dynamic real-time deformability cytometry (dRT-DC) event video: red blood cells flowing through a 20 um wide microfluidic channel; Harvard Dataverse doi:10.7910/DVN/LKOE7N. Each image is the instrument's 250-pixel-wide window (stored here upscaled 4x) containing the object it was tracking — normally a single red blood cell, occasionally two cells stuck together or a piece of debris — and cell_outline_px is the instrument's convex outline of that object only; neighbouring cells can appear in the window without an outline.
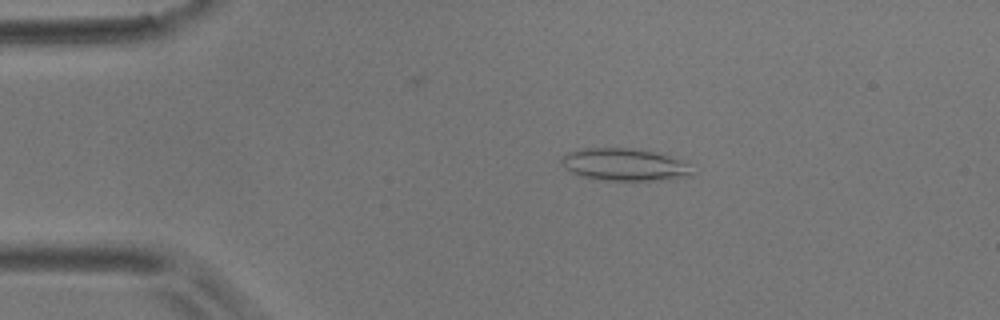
{"species": "common noctule bat (a hibernating species)", "species_latin": "Nyctalus noctula", "temperature_condition": "room temperature", "stored_images_in_passage": 7, "camera_frame_rate_fps": 3000, "um_per_image_px": 0.085, "animal": {"sex": "male", "body_mass_g": 17.9}, "frame": {"image": 1, "passage_image": 3, "time_ms": 3.333, "image_size_px": [1000, 320], "cell_outline_px": [[692, 176], [668, 180], [604, 180], [580, 176], [564, 168], [560, 160], [568, 152], [584, 148], [632, 148], [652, 152], [668, 156], [688, 164], [692, 172]], "centroid_in_image_um": [53.06, 14.0], "position_along_channel_um": 31.9, "area_um2": 24.45}}
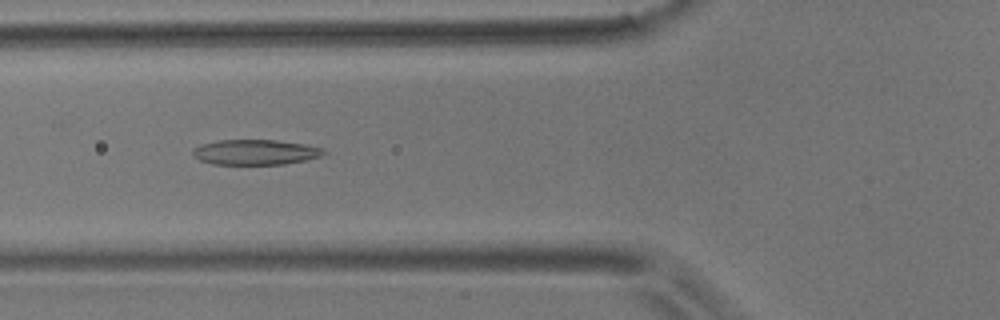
{"frame": {"image": 2, "passage_image": 6, "time_ms": 6.667, "image_size_px": [1000, 320], "cell_outline_px": [[328, 152], [320, 156], [308, 160], [284, 164], [212, 164], [200, 160], [192, 156], [192, 148], [200, 144], [216, 140], [276, 140], [304, 144], [324, 148]], "centroid_in_image_um": [21.69, 12.93], "position_along_channel_um": 104.1, "area_um2": 19.48}}
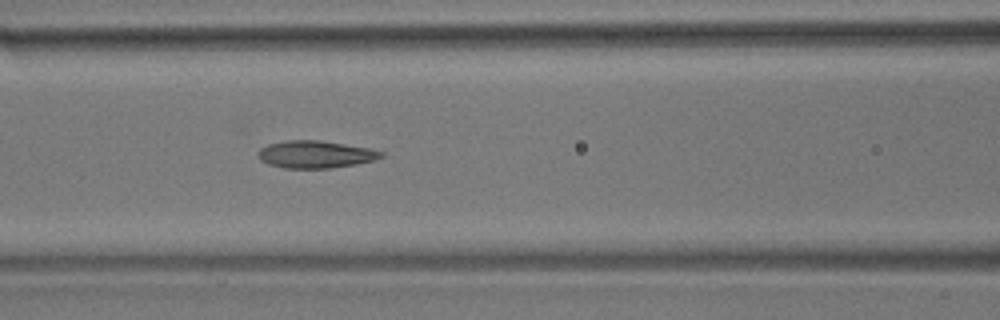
{"frame": {"image": 3, "passage_image": 7, "time_ms": 7.667, "image_size_px": [1000, 320], "cell_outline_px": [[384, 156], [376, 160], [356, 164], [328, 168], [284, 168], [268, 164], [260, 160], [256, 156], [260, 148], [268, 144], [288, 140], [320, 140], [372, 148], [384, 152]], "centroid_in_image_um": [26.83, 13.12], "position_along_channel_um": 139.8, "area_um2": 19.83}}